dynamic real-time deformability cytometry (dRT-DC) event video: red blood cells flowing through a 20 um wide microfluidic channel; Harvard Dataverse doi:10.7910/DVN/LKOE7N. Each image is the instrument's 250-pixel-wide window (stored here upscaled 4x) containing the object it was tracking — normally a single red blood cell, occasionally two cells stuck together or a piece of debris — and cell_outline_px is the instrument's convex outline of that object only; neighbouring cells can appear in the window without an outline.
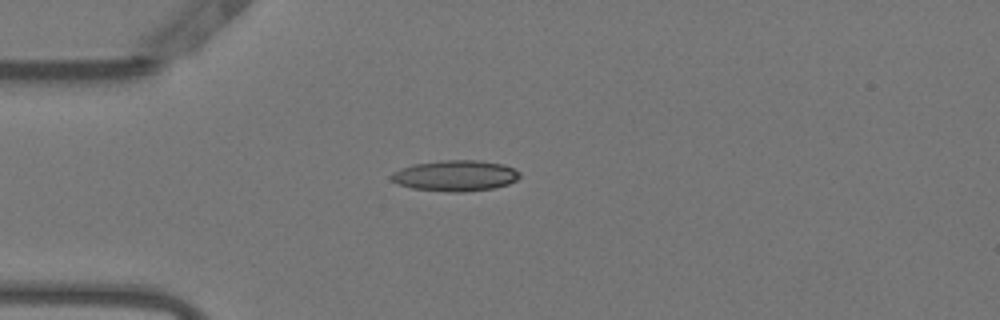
{"species": "Egyptian fruit bat (a non-hibernating species)", "species_latin": "Rousettus aegyptiacus", "temperature_condition": "warm", "stored_images_in_passage": 40, "camera_frame_rate_fps": 3000, "um_per_image_px": 0.085, "animal": {"sex": "female"}, "frame": {"image": 1, "passage_image": 1, "time_ms": 0.0, "image_size_px": [1000, 320], "cell_outline_px": [[520, 176], [516, 180], [508, 184], [492, 188], [464, 192], [448, 192], [412, 188], [400, 184], [392, 180], [388, 176], [392, 172], [400, 168], [416, 164], [444, 160], [480, 160], [504, 164], [520, 172]], "centroid_in_image_um": [38.7, 14.93], "position_along_channel_um": 46.3, "area_um2": 23.06}}
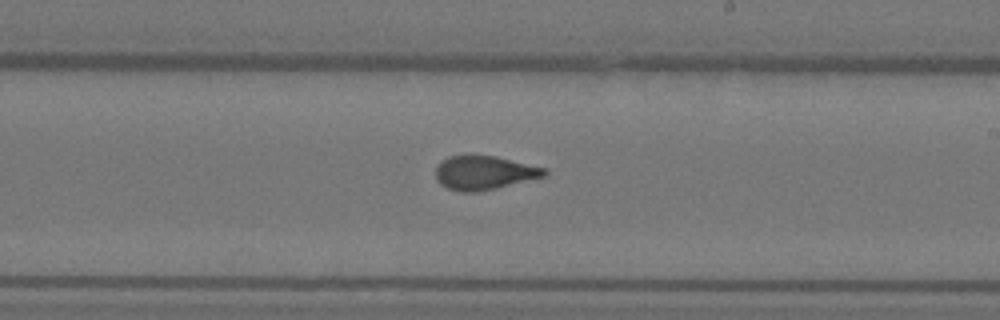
{"frame": {"image": 2, "passage_image": 18, "time_ms": 5.667, "image_size_px": [1000, 320], "cell_outline_px": [[548, 172], [544, 176], [496, 188], [476, 192], [460, 192], [448, 188], [440, 184], [436, 180], [436, 168], [448, 156], [496, 156], [544, 168]], "centroid_in_image_um": [41.13, 14.7], "position_along_channel_um": 247.9, "area_um2": 21.04}}
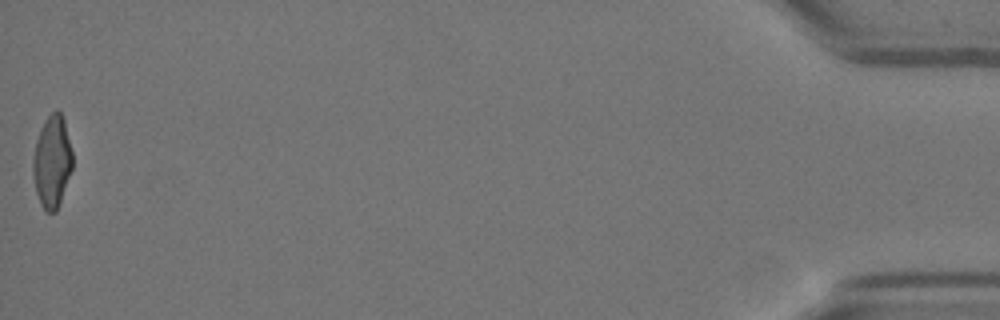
{"frame": {"image": 3, "passage_image": 40, "time_ms": 13.0, "image_size_px": [1000, 320], "cell_outline_px": [[72, 168], [56, 212], [48, 212], [40, 204], [36, 192], [32, 172], [32, 160], [36, 140], [40, 128], [48, 116], [56, 108], [60, 112], [64, 120], [72, 152]], "centroid_in_image_um": [4.41, 13.72], "position_along_channel_um": 430.8, "area_um2": 21.1}, "authors_computed_cell_mechanics": {"area_um2": 21.7617, "velocity_mm_per_s": 3.8357, "shape_relaxation_time_tau1_ms": 6.4262, "shape_relaxation_time_tau2_ms": 1.1247, "deformation_change_tau1": 0.2125, "deformation_change_tau2": 0.075}}